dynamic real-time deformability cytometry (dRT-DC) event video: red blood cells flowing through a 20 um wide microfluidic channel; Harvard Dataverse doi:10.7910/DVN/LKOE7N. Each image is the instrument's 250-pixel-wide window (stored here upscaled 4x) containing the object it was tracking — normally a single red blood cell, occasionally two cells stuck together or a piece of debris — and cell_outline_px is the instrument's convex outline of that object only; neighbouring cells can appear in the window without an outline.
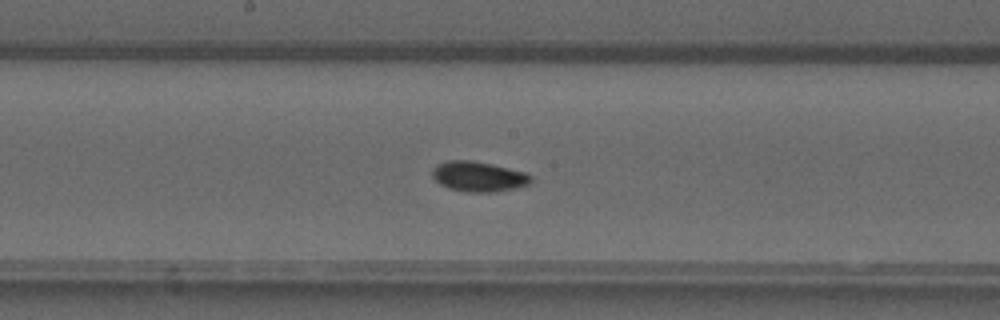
{"species": "common noctule bat (a hibernating species)", "species_latin": "Nyctalus noctula", "temperature_condition": "warm", "stored_images_in_passage": 51, "camera_frame_rate_fps": 3000, "um_per_image_px": 0.085, "animal": {"sex": "male", "forearm_length_mm": 52.5}, "frame": {"image": 1, "passage_image": 27, "time_ms": 8.667, "image_size_px": [1000, 320], "cell_outline_px": [[532, 184], [496, 192], [468, 192], [448, 188], [440, 184], [432, 176], [432, 168], [436, 164], [448, 160], [472, 160], [492, 164], [528, 172], [532, 176]], "centroid_in_image_um": [40.7, 15.0], "position_along_channel_um": 207.5, "area_um2": 17.63}}
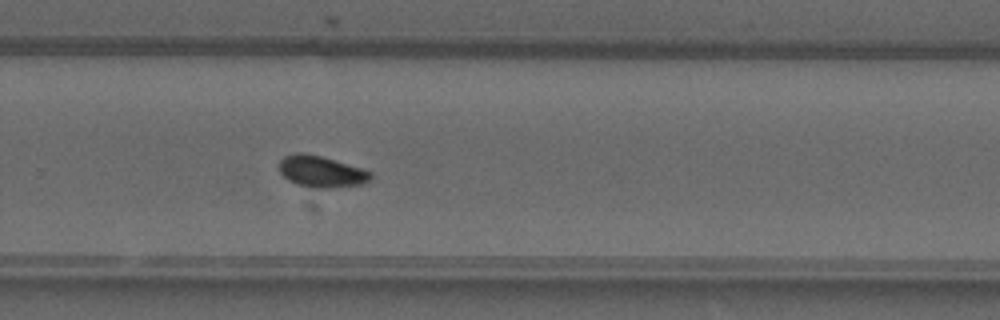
{"frame": {"image": 2, "passage_image": 34, "time_ms": 11.0, "image_size_px": [1000, 320], "cell_outline_px": [[372, 180], [364, 184], [332, 188], [312, 188], [296, 184], [288, 180], [280, 172], [280, 160], [284, 156], [296, 152], [304, 152], [320, 156], [364, 168], [372, 172]], "centroid_in_image_um": [27.35, 14.59], "position_along_channel_um": 302.4, "area_um2": 17.05}}
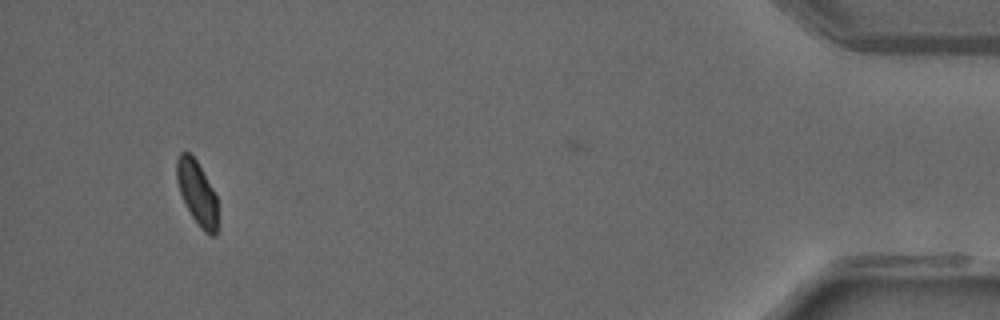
{"frame": {"image": 3, "passage_image": 48, "time_ms": 15.667, "image_size_px": [1000, 320], "cell_outline_px": [[216, 236], [212, 236], [204, 232], [200, 228], [192, 216], [180, 192], [176, 180], [176, 160], [180, 152], [188, 152], [196, 160], [212, 188], [216, 196]], "centroid_in_image_um": [16.73, 16.38], "position_along_channel_um": 418.5, "area_um2": 14.91}, "authors_computed_cell_mechanics": {"area_um2": 16.0684, "velocity_mm_per_s": 4.089, "shape_relaxation_time_tau1_ms": 5.0134, "shape_relaxation_time_tau2_ms": 3.0639, "deformation_change_tau1": 0.122, "deformation_change_tau2": 0.0553}}